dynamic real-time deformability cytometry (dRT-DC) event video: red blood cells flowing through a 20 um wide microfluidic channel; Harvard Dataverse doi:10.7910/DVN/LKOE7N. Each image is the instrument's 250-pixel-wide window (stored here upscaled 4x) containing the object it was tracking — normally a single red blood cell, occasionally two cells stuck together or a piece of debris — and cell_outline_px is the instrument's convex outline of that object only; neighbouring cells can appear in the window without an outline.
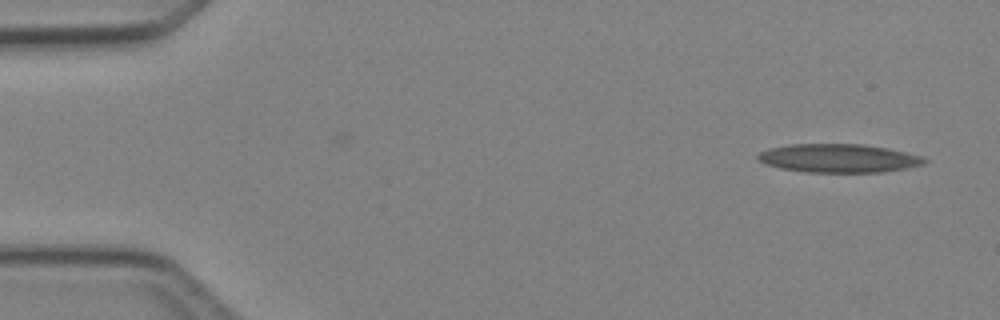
{"species": "Egyptian fruit bat (a non-hibernating species)", "species_latin": "Rousettus aegyptiacus", "temperature_condition": "cold", "stored_images_in_passage": 3, "camera_frame_rate_fps": 3000, "um_per_image_px": 0.085, "animal": {"sex": "female"}, "frame": {"image": 1, "passage_image": 1, "time_ms": 0.0, "image_size_px": [1000, 320], "cell_outline_px": [[928, 160], [924, 164], [884, 172], [808, 172], [780, 168], [764, 164], [756, 160], [756, 156], [760, 152], [768, 148], [792, 144], [864, 144], [888, 148], [920, 156]], "centroid_in_image_um": [71.23, 13.45], "position_along_channel_um": 13.8, "area_um2": 27.69}}
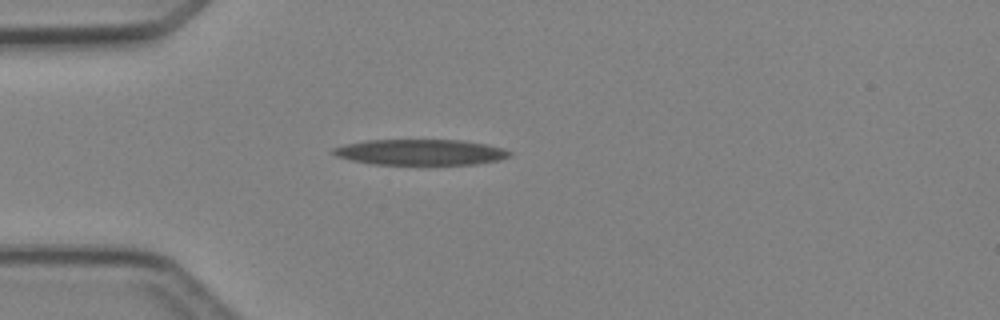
{"frame": {"image": 2, "passage_image": 3, "time_ms": 3.333, "image_size_px": [1000, 320], "cell_outline_px": [[512, 156], [500, 160], [476, 164], [376, 164], [352, 160], [336, 156], [332, 152], [332, 148], [344, 144], [368, 140], [460, 140], [488, 144], [504, 148], [512, 152]], "centroid_in_image_um": [35.8, 12.93], "position_along_channel_um": 49.2, "area_um2": 26.47}}